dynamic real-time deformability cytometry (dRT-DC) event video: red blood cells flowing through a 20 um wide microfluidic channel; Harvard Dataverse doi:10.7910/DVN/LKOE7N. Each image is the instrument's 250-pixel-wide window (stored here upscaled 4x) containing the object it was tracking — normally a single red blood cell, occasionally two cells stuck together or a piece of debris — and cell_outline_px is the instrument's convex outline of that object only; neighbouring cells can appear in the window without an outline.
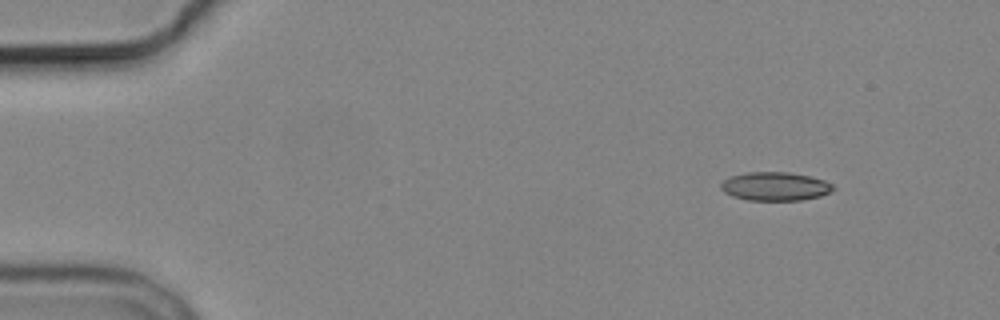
{"species": "common noctule bat (a hibernating species)", "species_latin": "Nyctalus noctula", "temperature_condition": "cold", "stored_images_in_passage": 3, "camera_frame_rate_fps": 3000, "um_per_image_px": 0.085, "animal": {"sex": "male", "body_mass_g": 19.2, "forearm_length_mm": 51.8}, "frame": {"image": 1, "passage_image": 1, "time_ms": 0.0, "image_size_px": [1000, 320], "cell_outline_px": [[836, 188], [832, 192], [820, 196], [800, 200], [748, 200], [732, 196], [724, 192], [720, 188], [720, 184], [724, 180], [732, 176], [748, 172], [788, 172], [808, 176], [824, 180], [832, 184]], "centroid_in_image_um": [65.9, 15.84], "position_along_channel_um": 19.1, "area_um2": 18.67}}